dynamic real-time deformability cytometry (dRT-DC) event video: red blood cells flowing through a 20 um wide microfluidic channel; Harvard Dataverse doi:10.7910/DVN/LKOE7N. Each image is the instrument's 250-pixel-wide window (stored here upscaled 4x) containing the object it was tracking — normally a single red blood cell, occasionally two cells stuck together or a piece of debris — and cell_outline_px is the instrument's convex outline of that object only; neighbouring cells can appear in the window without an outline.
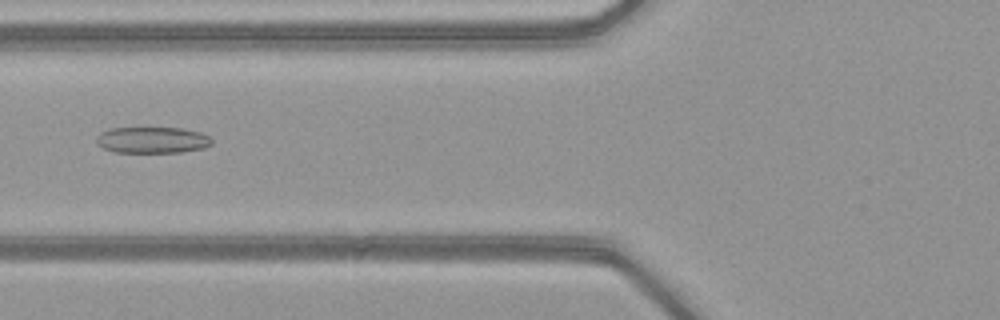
{"species": "common noctule bat (a hibernating species)", "species_latin": "Nyctalus noctula", "temperature_condition": "warm", "stored_images_in_passage": 44, "camera_frame_rate_fps": 3000, "um_per_image_px": 0.085, "animal": {"sex": "female", "body_mass_g": 21.9}, "frame": {"image": 1, "passage_image": 14, "time_ms": 4.333, "image_size_px": [1000, 320], "cell_outline_px": [[212, 144], [204, 148], [180, 152], [116, 152], [104, 148], [96, 140], [96, 136], [100, 132], [108, 128], [184, 128], [200, 132], [208, 136], [212, 140]], "centroid_in_image_um": [12.96, 11.89], "position_along_channel_um": 112.8, "area_um2": 17.63}}
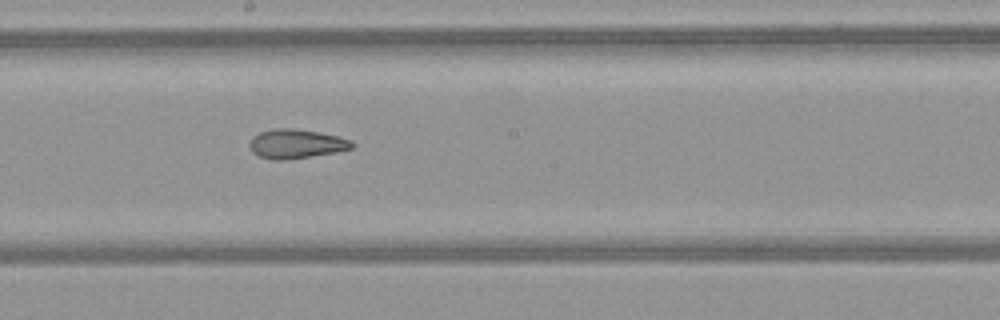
{"frame": {"image": 2, "passage_image": 22, "time_ms": 7.0, "image_size_px": [1000, 320], "cell_outline_px": [[356, 144], [352, 148], [336, 152], [284, 160], [272, 160], [260, 156], [252, 152], [248, 144], [252, 136], [260, 132], [272, 128], [292, 128], [340, 136], [352, 140]], "centroid_in_image_um": [25.17, 12.22], "position_along_channel_um": 223.0, "area_um2": 17.51}}
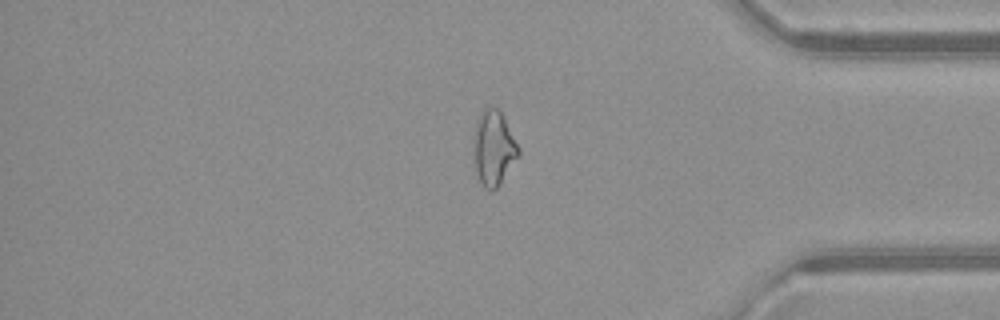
{"frame": {"image": 3, "passage_image": 36, "time_ms": 11.667, "image_size_px": [1000, 320], "cell_outline_px": [[520, 152], [496, 188], [492, 192], [484, 188], [480, 180], [476, 168], [476, 120], [480, 112], [484, 108], [492, 104], [500, 108], [520, 148]], "centroid_in_image_um": [42.0, 12.49], "position_along_channel_um": 393.2, "area_um2": 19.02}, "authors_computed_cell_mechanics": {"area_um2": 19.1607, "velocity_mm_per_s": 4.1109, "shape_relaxation_time_tau1_ms": null, "shape_relaxation_time_tau2_ms": 1.665, "deformation_change_tau1": null, "deformation_change_tau2": 0.0933}}